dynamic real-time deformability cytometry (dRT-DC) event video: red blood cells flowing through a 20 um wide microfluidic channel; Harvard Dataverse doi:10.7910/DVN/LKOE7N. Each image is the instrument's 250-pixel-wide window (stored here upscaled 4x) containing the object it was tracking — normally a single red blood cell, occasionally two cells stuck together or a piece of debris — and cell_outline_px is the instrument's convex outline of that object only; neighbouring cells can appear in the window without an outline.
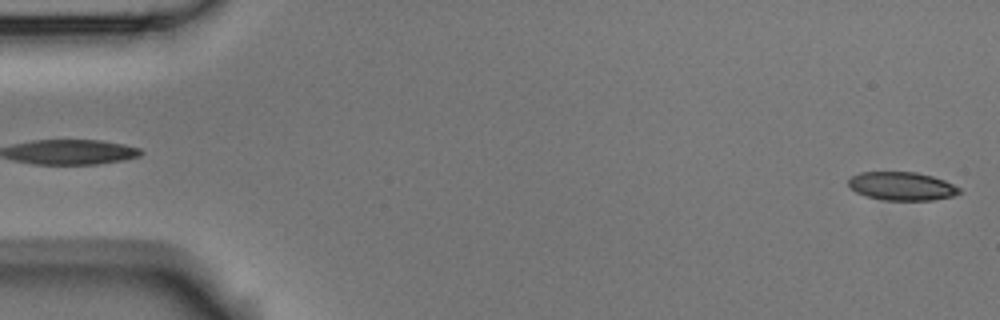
{"species": "Egyptian fruit bat (a non-hibernating species)", "species_latin": "Rousettus aegyptiacus", "temperature_condition": "room temperature", "stored_images_in_passage": 2, "segment_of_instrument_passage": [2, 2], "camera_frame_rate_fps": 3000, "um_per_image_px": 0.085, "animal": {"sex": "male"}, "frame": {"image": 1, "passage_image": 2, "time_ms": 0.333, "image_size_px": [1000, 320], "cell_outline_px": [[964, 192], [952, 196], [932, 200], [884, 200], [868, 196], [856, 192], [848, 184], [848, 180], [852, 176], [860, 172], [916, 172], [932, 176], [944, 180], [960, 188]], "centroid_in_image_um": [76.68, 15.82], "position_along_channel_um": 8.3, "area_um2": 18.26}}